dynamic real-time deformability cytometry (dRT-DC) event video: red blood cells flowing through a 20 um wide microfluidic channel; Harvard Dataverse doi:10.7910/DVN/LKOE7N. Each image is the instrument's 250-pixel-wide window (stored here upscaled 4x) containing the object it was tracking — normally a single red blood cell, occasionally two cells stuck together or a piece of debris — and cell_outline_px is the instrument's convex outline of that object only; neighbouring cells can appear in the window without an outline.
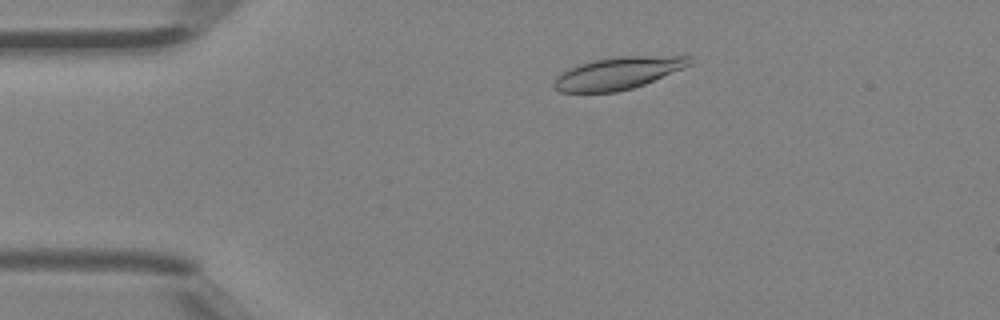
{"species": "Egyptian fruit bat (a non-hibernating species)", "species_latin": "Rousettus aegyptiacus", "temperature_condition": "room temperature", "stored_images_in_passage": 43, "camera_frame_rate_fps": 3000, "um_per_image_px": 0.085, "animal": {"sex": "female"}, "frame": {"image": 1, "passage_image": 7, "time_ms": 2.0, "image_size_px": [1000, 320], "cell_outline_px": [[692, 64], [684, 68], [644, 84], [632, 88], [616, 92], [560, 92], [552, 88], [552, 84], [556, 76], [568, 68], [592, 60], [616, 56], [688, 56], [692, 60]], "centroid_in_image_um": [52.49, 6.22], "position_along_channel_um": 32.5, "area_um2": 25.55}}
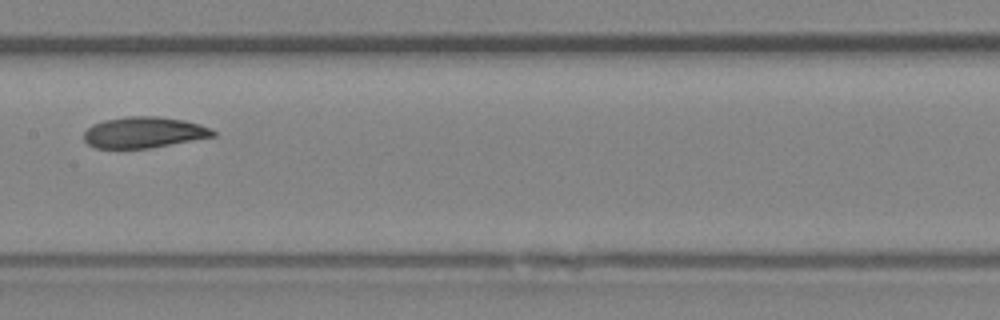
{"frame": {"image": 2, "passage_image": 21, "time_ms": 6.667, "image_size_px": [1000, 320], "cell_outline_px": [[216, 136], [152, 148], [96, 148], [88, 144], [84, 140], [84, 132], [92, 124], [104, 120], [128, 116], [156, 116], [184, 120], [200, 124], [216, 132]], "centroid_in_image_um": [12.23, 11.26], "position_along_channel_um": 195.2, "area_um2": 23.41}}
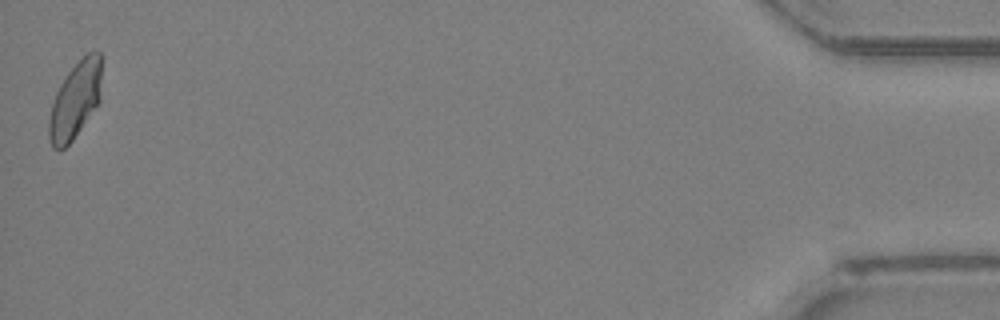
{"frame": {"image": 3, "passage_image": 43, "time_ms": 14.0, "image_size_px": [1000, 320], "cell_outline_px": [[100, 100], [72, 140], [60, 152], [52, 148], [48, 136], [48, 120], [52, 104], [56, 92], [60, 84], [68, 72], [88, 52], [100, 52]], "centroid_in_image_um": [6.35, 8.57], "position_along_channel_um": 428.9, "area_um2": 23.12}, "authors_computed_cell_mechanics": {"area_um2": 24.276, "velocity_mm_per_s": 4.4943, "shape_relaxation_time_tau1_ms": 3.1238, "shape_relaxation_time_tau2_ms": 5.2396, "deformation_change_tau1": 0.1205, "deformation_change_tau2": 0.115}}